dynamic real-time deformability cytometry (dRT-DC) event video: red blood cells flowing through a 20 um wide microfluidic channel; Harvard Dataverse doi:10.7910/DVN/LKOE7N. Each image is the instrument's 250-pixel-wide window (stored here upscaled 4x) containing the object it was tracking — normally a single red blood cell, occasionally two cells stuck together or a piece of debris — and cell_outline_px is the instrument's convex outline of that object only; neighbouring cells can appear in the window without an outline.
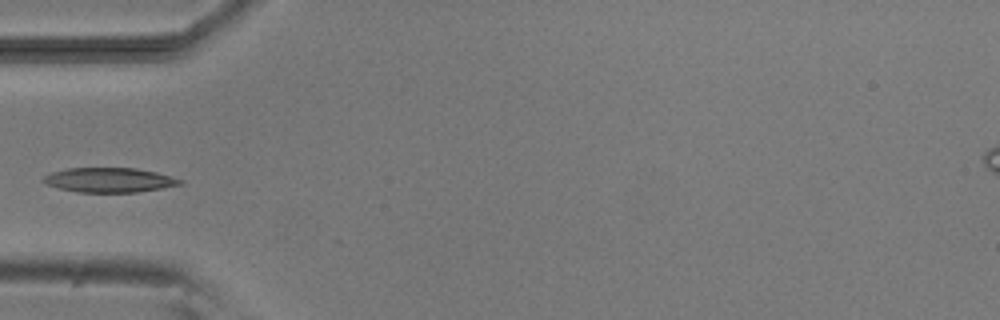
{"species": "common noctule bat (a hibernating species)", "species_latin": "Nyctalus noctula", "temperature_condition": "room temperature", "stored_images_in_passage": 8, "camera_frame_rate_fps": 3000, "um_per_image_px": 0.085, "animal": {"sex": "male", "body_mass_g": 20.5, "forearm_length_mm": 52.5}, "frame": {"image": 1, "passage_image": 5, "time_ms": 4.667, "image_size_px": [1000, 320], "cell_outline_px": [[184, 184], [136, 192], [76, 192], [60, 188], [48, 184], [40, 180], [44, 176], [52, 172], [68, 168], [136, 168], [156, 172], [184, 180]], "centroid_in_image_um": [9.3, 15.3], "position_along_channel_um": 75.7, "area_um2": 19.48}}
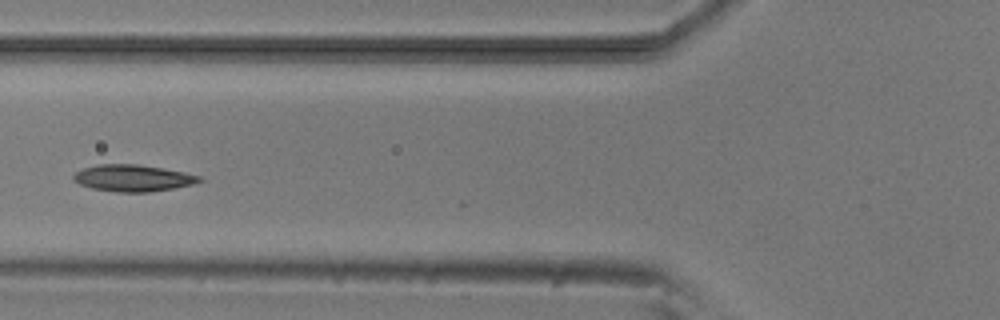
{"frame": {"image": 2, "passage_image": 6, "time_ms": 5.667, "image_size_px": [1000, 320], "cell_outline_px": [[204, 180], [192, 184], [172, 188], [148, 192], [116, 192], [92, 188], [80, 184], [72, 180], [72, 176], [76, 172], [84, 168], [96, 164], [136, 164], [164, 168], [184, 172], [200, 176]], "centroid_in_image_um": [11.28, 15.13], "position_along_channel_um": 114.5, "area_um2": 19.54}}
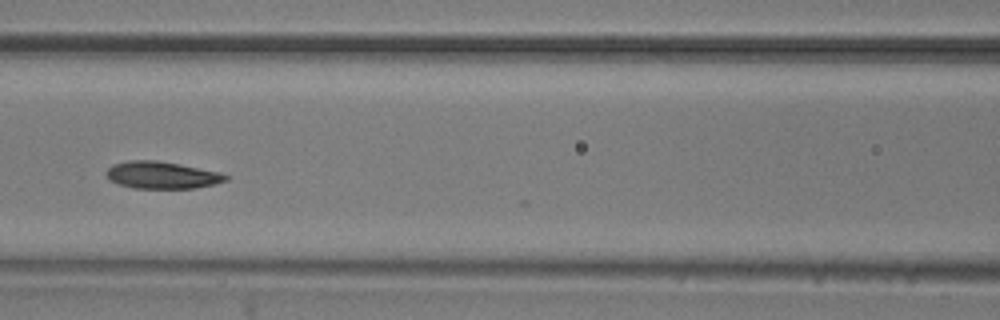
{"frame": {"image": 3, "passage_image": 7, "time_ms": 6.667, "image_size_px": [1000, 320], "cell_outline_px": [[228, 180], [216, 184], [196, 188], [136, 188], [120, 184], [108, 180], [104, 172], [112, 164], [128, 160], [156, 160], [180, 164], [220, 172], [228, 176]], "centroid_in_image_um": [13.75, 14.88], "position_along_channel_um": 152.9, "area_um2": 19.02}}